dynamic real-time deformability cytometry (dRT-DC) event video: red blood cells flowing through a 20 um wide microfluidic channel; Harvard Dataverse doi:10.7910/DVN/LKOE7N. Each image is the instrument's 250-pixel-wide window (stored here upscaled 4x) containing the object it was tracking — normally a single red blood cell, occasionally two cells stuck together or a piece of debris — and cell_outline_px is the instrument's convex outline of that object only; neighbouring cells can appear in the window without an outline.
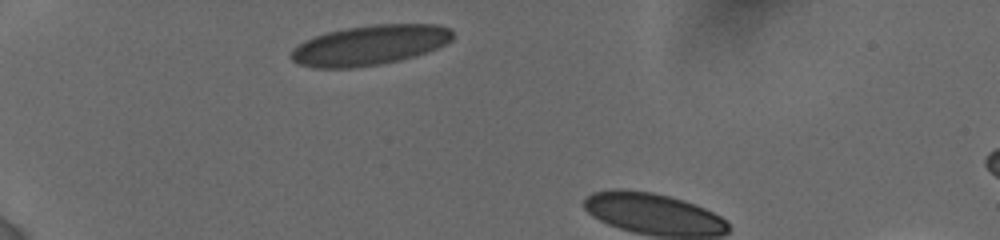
{"species": "human", "species_latin": "Homo sapiens", "temperature_condition": "cold", "stored_images_in_passage": 2, "camera_frame_rate_fps": 3000, "um_per_image_px": 0.085, "donor": {"sex": "female"}, "frame": {"image": 1, "passage_image": 1, "time_ms": 0.0, "image_size_px": [1000, 240], "cell_outline_px": [[452, 40], [436, 48], [416, 56], [400, 60], [380, 64], [356, 68], [312, 68], [296, 64], [288, 56], [292, 48], [304, 40], [324, 32], [372, 24], [440, 24], [452, 28]], "centroid_in_image_um": [31.38, 3.84], "position_along_channel_um": 53.6, "area_um2": 38.15}}